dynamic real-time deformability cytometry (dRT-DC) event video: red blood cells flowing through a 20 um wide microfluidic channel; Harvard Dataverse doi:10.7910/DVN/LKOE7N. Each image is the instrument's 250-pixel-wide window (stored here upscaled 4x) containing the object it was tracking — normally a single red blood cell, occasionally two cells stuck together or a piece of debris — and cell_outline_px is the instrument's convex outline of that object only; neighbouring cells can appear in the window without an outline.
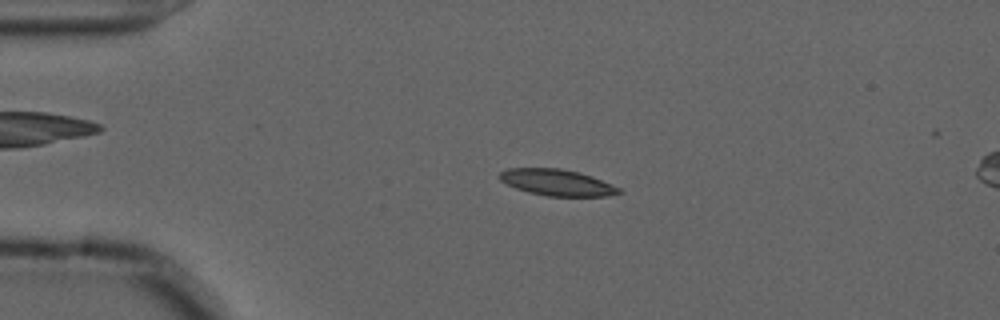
{"species": "common noctule bat (a hibernating species)", "species_latin": "Nyctalus noctula", "temperature_condition": "cold", "stored_images_in_passage": 55, "camera_frame_rate_fps": 3000, "um_per_image_px": 0.085, "animal": {"sex": "male", "forearm_length_mm": 52.5}, "frame": {"image": 1, "passage_image": 12, "time_ms": 3.667, "image_size_px": [1000, 320], "cell_outline_px": [[624, 192], [608, 196], [548, 196], [528, 192], [516, 188], [500, 180], [496, 176], [500, 172], [508, 168], [560, 168], [592, 176], [620, 188]], "centroid_in_image_um": [47.33, 15.51], "position_along_channel_um": 37.7, "area_um2": 18.26}}
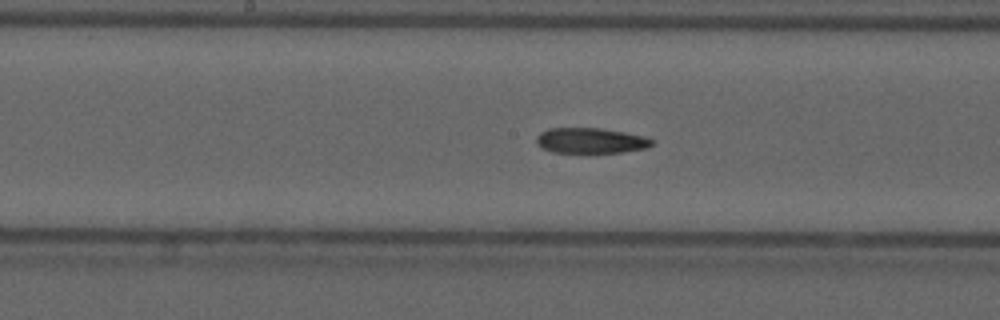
{"frame": {"image": 2, "passage_image": 28, "time_ms": 9.0, "image_size_px": [1000, 320], "cell_outline_px": [[656, 140], [648, 148], [620, 152], [552, 152], [536, 144], [536, 136], [540, 132], [548, 128], [600, 128], [624, 132], [644, 136]], "centroid_in_image_um": [50.21, 11.94], "position_along_channel_um": 198.0, "area_um2": 17.11}}
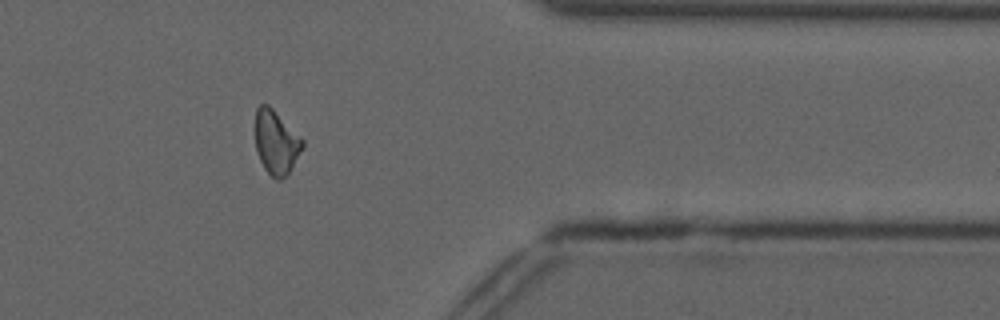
{"frame": {"image": 3, "passage_image": 45, "time_ms": 14.667, "image_size_px": [1000, 320], "cell_outline_px": [[304, 144], [292, 168], [280, 180], [276, 180], [264, 168], [256, 152], [256, 108], [260, 104], [268, 104], [304, 140]], "centroid_in_image_um": [23.46, 12.09], "position_along_channel_um": 387.9, "area_um2": 17.34}}